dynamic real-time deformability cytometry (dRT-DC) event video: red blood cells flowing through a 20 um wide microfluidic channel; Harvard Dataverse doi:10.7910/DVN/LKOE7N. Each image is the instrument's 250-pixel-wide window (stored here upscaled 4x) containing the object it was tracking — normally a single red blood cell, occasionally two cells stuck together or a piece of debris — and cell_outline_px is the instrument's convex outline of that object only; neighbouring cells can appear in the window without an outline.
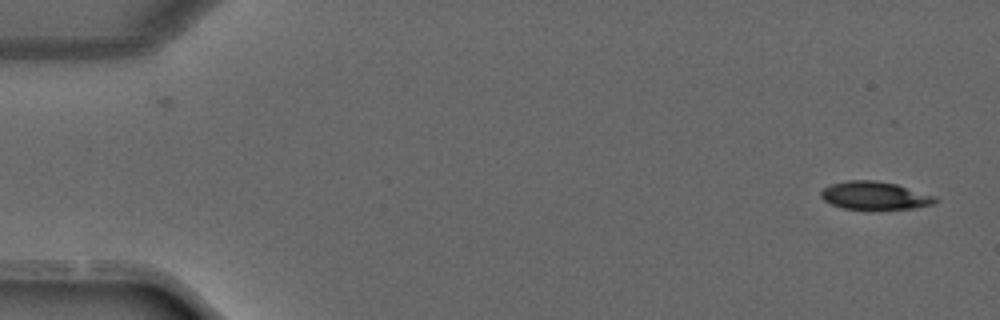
{"species": "common noctule bat (a hibernating species)", "species_latin": "Nyctalus noctula", "temperature_condition": "warm", "stored_images_in_passage": 40, "camera_frame_rate_fps": 3000, "um_per_image_px": 0.085, "animal": {"sex": "male", "forearm_length_mm": 52.5}, "frame": {"image": 1, "passage_image": 1, "time_ms": 0.0, "image_size_px": [1000, 320], "cell_outline_px": [[940, 200], [932, 204], [916, 208], [844, 208], [832, 204], [824, 200], [820, 196], [820, 192], [824, 188], [832, 184], [848, 180], [876, 180], [896, 184], [936, 196]], "centroid_in_image_um": [74.38, 16.6], "position_along_channel_um": 10.6, "area_um2": 18.32}}
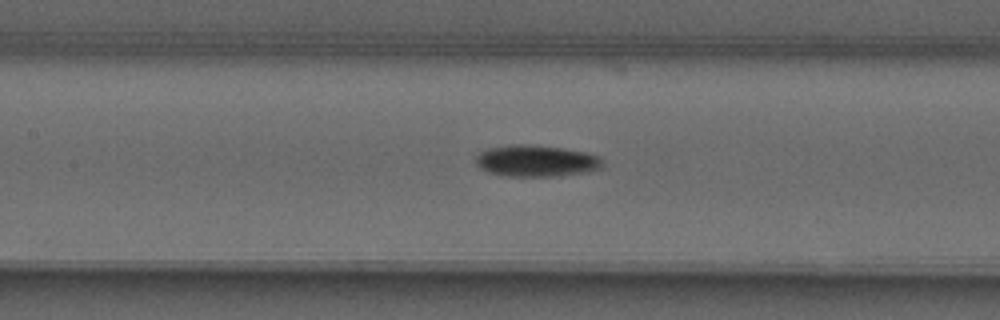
{"frame": {"image": 2, "passage_image": 18, "time_ms": 5.667, "image_size_px": [1000, 320], "cell_outline_px": [[604, 168], [588, 172], [552, 176], [508, 176], [488, 172], [480, 168], [476, 164], [476, 156], [480, 152], [488, 148], [512, 144], [524, 144], [560, 148], [588, 152], [600, 156], [604, 160]], "centroid_in_image_um": [45.63, 13.67], "position_along_channel_um": 161.8, "area_um2": 23.47}}
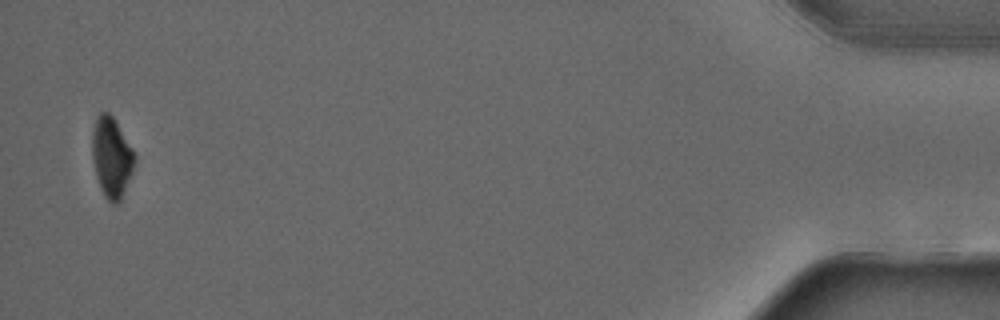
{"frame": {"image": 3, "passage_image": 39, "time_ms": 12.667, "image_size_px": [1000, 320], "cell_outline_px": [[136, 160], [132, 172], [120, 200], [116, 204], [112, 204], [104, 196], [100, 188], [96, 176], [92, 160], [92, 128], [96, 116], [100, 112], [108, 112], [112, 116], [132, 148], [136, 156]], "centroid_in_image_um": [9.46, 13.36], "position_along_channel_um": 425.7, "area_um2": 19.83}}